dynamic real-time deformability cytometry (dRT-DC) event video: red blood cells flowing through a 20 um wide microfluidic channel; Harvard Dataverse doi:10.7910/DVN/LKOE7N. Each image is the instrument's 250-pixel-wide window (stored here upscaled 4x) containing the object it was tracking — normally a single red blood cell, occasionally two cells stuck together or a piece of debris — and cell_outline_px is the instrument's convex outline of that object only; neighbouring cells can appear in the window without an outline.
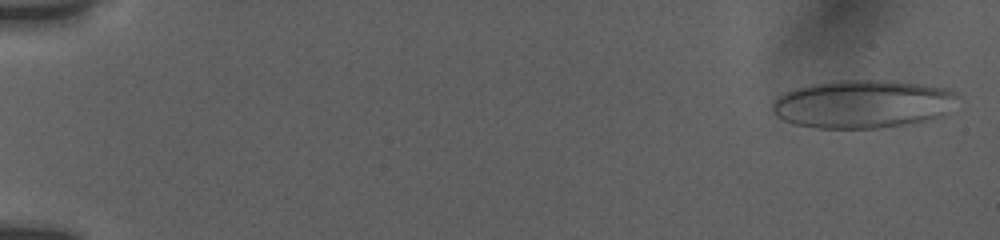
{"species": "human", "species_latin": "Homo sapiens", "temperature_condition": "room temperature", "stored_images_in_passage": 44, "camera_frame_rate_fps": 3000, "um_per_image_px": 0.085, "donor": {"sex": "female"}, "frame": {"image": 1, "passage_image": 1, "time_ms": 0.0, "image_size_px": [1000, 240], "cell_outline_px": [[964, 96], [928, 120], [880, 128], [816, 128], [796, 124], [784, 120], [772, 108], [772, 104], [784, 92], [796, 88], [812, 84], [832, 80], [888, 80], [924, 84], [948, 88]], "centroid_in_image_um": [73.34, 8.81], "position_along_channel_um": 11.7, "area_um2": 51.62}}
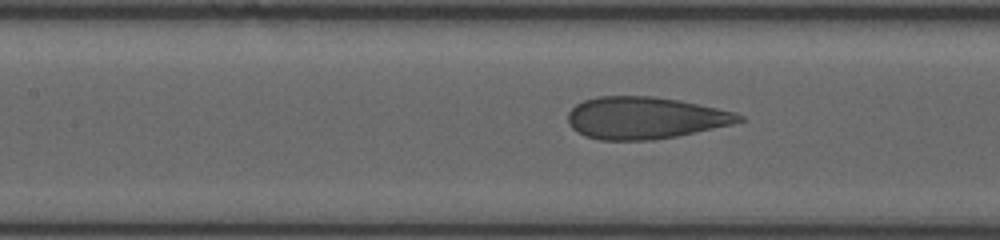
{"frame": {"image": 2, "passage_image": 38, "time_ms": 8.0, "image_size_px": [1000, 240], "cell_outline_px": [[744, 120], [732, 124], [676, 136], [652, 140], [600, 140], [584, 136], [576, 132], [568, 124], [568, 112], [576, 104], [584, 100], [596, 96], [652, 96], [680, 100], [736, 112], [744, 116]], "centroid_in_image_um": [54.79, 10.02], "position_along_channel_um": 152.6, "area_um2": 42.02}}
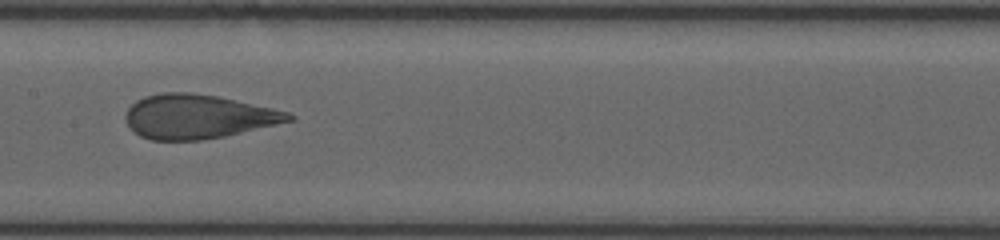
{"frame": {"image": 3, "passage_image": 43, "time_ms": 9.0, "image_size_px": [1000, 240], "cell_outline_px": [[296, 120], [224, 136], [200, 140], [152, 140], [140, 136], [128, 124], [124, 116], [128, 108], [136, 100], [144, 96], [160, 92], [188, 92], [216, 96], [272, 108], [288, 112], [296, 116]], "centroid_in_image_um": [16.82, 9.9], "position_along_channel_um": 190.6, "area_um2": 41.79}}